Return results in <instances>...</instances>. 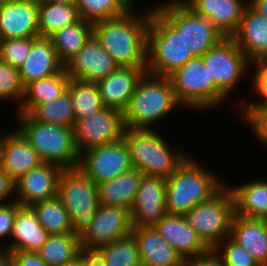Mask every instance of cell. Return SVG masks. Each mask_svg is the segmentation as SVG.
<instances>
[{
  "label": "cell",
  "mask_w": 267,
  "mask_h": 266,
  "mask_svg": "<svg viewBox=\"0 0 267 266\" xmlns=\"http://www.w3.org/2000/svg\"><path fill=\"white\" fill-rule=\"evenodd\" d=\"M144 12L140 15L133 7L123 15L93 23V36L119 67L147 66L150 7Z\"/></svg>",
  "instance_id": "6da1fadb"
},
{
  "label": "cell",
  "mask_w": 267,
  "mask_h": 266,
  "mask_svg": "<svg viewBox=\"0 0 267 266\" xmlns=\"http://www.w3.org/2000/svg\"><path fill=\"white\" fill-rule=\"evenodd\" d=\"M206 169L192 155L166 179L167 214L184 216L191 208L209 200L226 182Z\"/></svg>",
  "instance_id": "7a4b0ae2"
},
{
  "label": "cell",
  "mask_w": 267,
  "mask_h": 266,
  "mask_svg": "<svg viewBox=\"0 0 267 266\" xmlns=\"http://www.w3.org/2000/svg\"><path fill=\"white\" fill-rule=\"evenodd\" d=\"M178 106L182 107L176 99L170 79L146 72L123 112L125 127L153 130V125L173 113Z\"/></svg>",
  "instance_id": "3957f363"
},
{
  "label": "cell",
  "mask_w": 267,
  "mask_h": 266,
  "mask_svg": "<svg viewBox=\"0 0 267 266\" xmlns=\"http://www.w3.org/2000/svg\"><path fill=\"white\" fill-rule=\"evenodd\" d=\"M163 136L156 129L125 128L123 140L128 147L132 167L144 175L167 179L190 156L178 147L173 151Z\"/></svg>",
  "instance_id": "277c9868"
},
{
  "label": "cell",
  "mask_w": 267,
  "mask_h": 266,
  "mask_svg": "<svg viewBox=\"0 0 267 266\" xmlns=\"http://www.w3.org/2000/svg\"><path fill=\"white\" fill-rule=\"evenodd\" d=\"M15 127L39 154L43 162L63 169L78 168L80 153L75 145L73 128L33 120L28 114L17 113Z\"/></svg>",
  "instance_id": "5b68a950"
},
{
  "label": "cell",
  "mask_w": 267,
  "mask_h": 266,
  "mask_svg": "<svg viewBox=\"0 0 267 266\" xmlns=\"http://www.w3.org/2000/svg\"><path fill=\"white\" fill-rule=\"evenodd\" d=\"M194 57L189 44L151 6L148 28L147 73L168 77Z\"/></svg>",
  "instance_id": "8992f818"
},
{
  "label": "cell",
  "mask_w": 267,
  "mask_h": 266,
  "mask_svg": "<svg viewBox=\"0 0 267 266\" xmlns=\"http://www.w3.org/2000/svg\"><path fill=\"white\" fill-rule=\"evenodd\" d=\"M177 101L183 108L214 110L226 101V96L209 79L208 69L201 56L188 60L168 76Z\"/></svg>",
  "instance_id": "52a82bcc"
},
{
  "label": "cell",
  "mask_w": 267,
  "mask_h": 266,
  "mask_svg": "<svg viewBox=\"0 0 267 266\" xmlns=\"http://www.w3.org/2000/svg\"><path fill=\"white\" fill-rule=\"evenodd\" d=\"M234 214V198L226 182L209 200L195 205L183 217L203 244L214 250L229 237Z\"/></svg>",
  "instance_id": "ba28073f"
},
{
  "label": "cell",
  "mask_w": 267,
  "mask_h": 266,
  "mask_svg": "<svg viewBox=\"0 0 267 266\" xmlns=\"http://www.w3.org/2000/svg\"><path fill=\"white\" fill-rule=\"evenodd\" d=\"M57 196L68 213L72 232L80 236L90 226L100 207L97 184L79 168L64 169L58 182Z\"/></svg>",
  "instance_id": "9c48e42d"
},
{
  "label": "cell",
  "mask_w": 267,
  "mask_h": 266,
  "mask_svg": "<svg viewBox=\"0 0 267 266\" xmlns=\"http://www.w3.org/2000/svg\"><path fill=\"white\" fill-rule=\"evenodd\" d=\"M189 44L194 56H203L225 36L205 17L194 13L181 0L152 6Z\"/></svg>",
  "instance_id": "30bf717a"
},
{
  "label": "cell",
  "mask_w": 267,
  "mask_h": 266,
  "mask_svg": "<svg viewBox=\"0 0 267 266\" xmlns=\"http://www.w3.org/2000/svg\"><path fill=\"white\" fill-rule=\"evenodd\" d=\"M201 57L208 69L209 79L226 97L237 88L238 82H242V77L249 72L251 66V62L231 37L223 38Z\"/></svg>",
  "instance_id": "8fae6325"
},
{
  "label": "cell",
  "mask_w": 267,
  "mask_h": 266,
  "mask_svg": "<svg viewBox=\"0 0 267 266\" xmlns=\"http://www.w3.org/2000/svg\"><path fill=\"white\" fill-rule=\"evenodd\" d=\"M132 229L130 209L100 205L90 226L79 236L81 250L96 251L102 246L127 237Z\"/></svg>",
  "instance_id": "7c38bea8"
},
{
  "label": "cell",
  "mask_w": 267,
  "mask_h": 266,
  "mask_svg": "<svg viewBox=\"0 0 267 266\" xmlns=\"http://www.w3.org/2000/svg\"><path fill=\"white\" fill-rule=\"evenodd\" d=\"M78 168L95 184L116 178L132 167L128 147L123 139L91 147L80 153Z\"/></svg>",
  "instance_id": "4fadbf2b"
},
{
  "label": "cell",
  "mask_w": 267,
  "mask_h": 266,
  "mask_svg": "<svg viewBox=\"0 0 267 266\" xmlns=\"http://www.w3.org/2000/svg\"><path fill=\"white\" fill-rule=\"evenodd\" d=\"M123 112L105 107L99 112L74 122L75 145L79 153L123 139L125 131Z\"/></svg>",
  "instance_id": "5bb4252c"
},
{
  "label": "cell",
  "mask_w": 267,
  "mask_h": 266,
  "mask_svg": "<svg viewBox=\"0 0 267 266\" xmlns=\"http://www.w3.org/2000/svg\"><path fill=\"white\" fill-rule=\"evenodd\" d=\"M130 211L133 227L159 222L167 214L166 179L143 175Z\"/></svg>",
  "instance_id": "9a60e30c"
},
{
  "label": "cell",
  "mask_w": 267,
  "mask_h": 266,
  "mask_svg": "<svg viewBox=\"0 0 267 266\" xmlns=\"http://www.w3.org/2000/svg\"><path fill=\"white\" fill-rule=\"evenodd\" d=\"M64 169L54 163L43 162L15 181V200L31 205L57 195L58 182Z\"/></svg>",
  "instance_id": "2e32d148"
},
{
  "label": "cell",
  "mask_w": 267,
  "mask_h": 266,
  "mask_svg": "<svg viewBox=\"0 0 267 266\" xmlns=\"http://www.w3.org/2000/svg\"><path fill=\"white\" fill-rule=\"evenodd\" d=\"M115 60L92 36L64 66L70 79L97 83L118 68Z\"/></svg>",
  "instance_id": "e0dca14e"
},
{
  "label": "cell",
  "mask_w": 267,
  "mask_h": 266,
  "mask_svg": "<svg viewBox=\"0 0 267 266\" xmlns=\"http://www.w3.org/2000/svg\"><path fill=\"white\" fill-rule=\"evenodd\" d=\"M37 37L38 5L19 0L0 2V40Z\"/></svg>",
  "instance_id": "ac0fdd59"
},
{
  "label": "cell",
  "mask_w": 267,
  "mask_h": 266,
  "mask_svg": "<svg viewBox=\"0 0 267 266\" xmlns=\"http://www.w3.org/2000/svg\"><path fill=\"white\" fill-rule=\"evenodd\" d=\"M42 163L39 154L16 128L14 132H5L0 144V168L14 181Z\"/></svg>",
  "instance_id": "d6986e66"
},
{
  "label": "cell",
  "mask_w": 267,
  "mask_h": 266,
  "mask_svg": "<svg viewBox=\"0 0 267 266\" xmlns=\"http://www.w3.org/2000/svg\"><path fill=\"white\" fill-rule=\"evenodd\" d=\"M146 67H118L97 82L101 100L105 107L124 112L144 74Z\"/></svg>",
  "instance_id": "ffe728a7"
},
{
  "label": "cell",
  "mask_w": 267,
  "mask_h": 266,
  "mask_svg": "<svg viewBox=\"0 0 267 266\" xmlns=\"http://www.w3.org/2000/svg\"><path fill=\"white\" fill-rule=\"evenodd\" d=\"M194 13L207 18L225 37L237 30L248 0H181Z\"/></svg>",
  "instance_id": "44dd1931"
},
{
  "label": "cell",
  "mask_w": 267,
  "mask_h": 266,
  "mask_svg": "<svg viewBox=\"0 0 267 266\" xmlns=\"http://www.w3.org/2000/svg\"><path fill=\"white\" fill-rule=\"evenodd\" d=\"M154 227L184 261L204 256L210 251L183 216L166 214Z\"/></svg>",
  "instance_id": "7402d4cb"
},
{
  "label": "cell",
  "mask_w": 267,
  "mask_h": 266,
  "mask_svg": "<svg viewBox=\"0 0 267 266\" xmlns=\"http://www.w3.org/2000/svg\"><path fill=\"white\" fill-rule=\"evenodd\" d=\"M142 266H184L185 261L154 226L133 227Z\"/></svg>",
  "instance_id": "603a6c76"
},
{
  "label": "cell",
  "mask_w": 267,
  "mask_h": 266,
  "mask_svg": "<svg viewBox=\"0 0 267 266\" xmlns=\"http://www.w3.org/2000/svg\"><path fill=\"white\" fill-rule=\"evenodd\" d=\"M252 63L267 60V18L246 7L235 33L231 36Z\"/></svg>",
  "instance_id": "cb8c5ba5"
},
{
  "label": "cell",
  "mask_w": 267,
  "mask_h": 266,
  "mask_svg": "<svg viewBox=\"0 0 267 266\" xmlns=\"http://www.w3.org/2000/svg\"><path fill=\"white\" fill-rule=\"evenodd\" d=\"M229 238L267 266V220L233 215Z\"/></svg>",
  "instance_id": "d4e9b609"
},
{
  "label": "cell",
  "mask_w": 267,
  "mask_h": 266,
  "mask_svg": "<svg viewBox=\"0 0 267 266\" xmlns=\"http://www.w3.org/2000/svg\"><path fill=\"white\" fill-rule=\"evenodd\" d=\"M64 69L59 61L48 37H37L31 47V52L23 65L18 69L24 87L39 79L52 76Z\"/></svg>",
  "instance_id": "484cf974"
},
{
  "label": "cell",
  "mask_w": 267,
  "mask_h": 266,
  "mask_svg": "<svg viewBox=\"0 0 267 266\" xmlns=\"http://www.w3.org/2000/svg\"><path fill=\"white\" fill-rule=\"evenodd\" d=\"M49 234L30 207L21 206L16 213L9 243L2 247L10 252H37Z\"/></svg>",
  "instance_id": "4316f807"
},
{
  "label": "cell",
  "mask_w": 267,
  "mask_h": 266,
  "mask_svg": "<svg viewBox=\"0 0 267 266\" xmlns=\"http://www.w3.org/2000/svg\"><path fill=\"white\" fill-rule=\"evenodd\" d=\"M143 175L139 169L133 167L116 178L98 183L100 205L130 209Z\"/></svg>",
  "instance_id": "83f0119b"
},
{
  "label": "cell",
  "mask_w": 267,
  "mask_h": 266,
  "mask_svg": "<svg viewBox=\"0 0 267 266\" xmlns=\"http://www.w3.org/2000/svg\"><path fill=\"white\" fill-rule=\"evenodd\" d=\"M227 185L234 198L236 215L267 220V180L251 179L233 187Z\"/></svg>",
  "instance_id": "f1b7e54d"
},
{
  "label": "cell",
  "mask_w": 267,
  "mask_h": 266,
  "mask_svg": "<svg viewBox=\"0 0 267 266\" xmlns=\"http://www.w3.org/2000/svg\"><path fill=\"white\" fill-rule=\"evenodd\" d=\"M69 81L70 76L63 69L57 74L27 84L16 112L28 114L35 106L55 100L67 90Z\"/></svg>",
  "instance_id": "f546056e"
},
{
  "label": "cell",
  "mask_w": 267,
  "mask_h": 266,
  "mask_svg": "<svg viewBox=\"0 0 267 266\" xmlns=\"http://www.w3.org/2000/svg\"><path fill=\"white\" fill-rule=\"evenodd\" d=\"M93 36V23L80 19L59 29L49 38L59 61L65 66Z\"/></svg>",
  "instance_id": "4dcf8cb0"
},
{
  "label": "cell",
  "mask_w": 267,
  "mask_h": 266,
  "mask_svg": "<svg viewBox=\"0 0 267 266\" xmlns=\"http://www.w3.org/2000/svg\"><path fill=\"white\" fill-rule=\"evenodd\" d=\"M80 15L75 3H54L44 0L38 5L39 37H50L59 29L79 21Z\"/></svg>",
  "instance_id": "1f68e13d"
},
{
  "label": "cell",
  "mask_w": 267,
  "mask_h": 266,
  "mask_svg": "<svg viewBox=\"0 0 267 266\" xmlns=\"http://www.w3.org/2000/svg\"><path fill=\"white\" fill-rule=\"evenodd\" d=\"M80 251L79 236L69 232L49 235L37 253L48 266H62L78 257Z\"/></svg>",
  "instance_id": "d6a6232c"
},
{
  "label": "cell",
  "mask_w": 267,
  "mask_h": 266,
  "mask_svg": "<svg viewBox=\"0 0 267 266\" xmlns=\"http://www.w3.org/2000/svg\"><path fill=\"white\" fill-rule=\"evenodd\" d=\"M67 89L71 94L74 122L83 120L105 108L97 83L70 79Z\"/></svg>",
  "instance_id": "836d02e7"
},
{
  "label": "cell",
  "mask_w": 267,
  "mask_h": 266,
  "mask_svg": "<svg viewBox=\"0 0 267 266\" xmlns=\"http://www.w3.org/2000/svg\"><path fill=\"white\" fill-rule=\"evenodd\" d=\"M30 208L49 235H62L72 232L68 213L57 195L37 202Z\"/></svg>",
  "instance_id": "e575fe53"
},
{
  "label": "cell",
  "mask_w": 267,
  "mask_h": 266,
  "mask_svg": "<svg viewBox=\"0 0 267 266\" xmlns=\"http://www.w3.org/2000/svg\"><path fill=\"white\" fill-rule=\"evenodd\" d=\"M70 91L58 98L35 106L28 115L35 121L73 128L74 114Z\"/></svg>",
  "instance_id": "d590c367"
},
{
  "label": "cell",
  "mask_w": 267,
  "mask_h": 266,
  "mask_svg": "<svg viewBox=\"0 0 267 266\" xmlns=\"http://www.w3.org/2000/svg\"><path fill=\"white\" fill-rule=\"evenodd\" d=\"M80 18L95 23L127 13L135 7L134 0H76Z\"/></svg>",
  "instance_id": "8d00e7d4"
},
{
  "label": "cell",
  "mask_w": 267,
  "mask_h": 266,
  "mask_svg": "<svg viewBox=\"0 0 267 266\" xmlns=\"http://www.w3.org/2000/svg\"><path fill=\"white\" fill-rule=\"evenodd\" d=\"M96 252L106 266H142L137 242L131 234L98 248Z\"/></svg>",
  "instance_id": "74e56055"
},
{
  "label": "cell",
  "mask_w": 267,
  "mask_h": 266,
  "mask_svg": "<svg viewBox=\"0 0 267 266\" xmlns=\"http://www.w3.org/2000/svg\"><path fill=\"white\" fill-rule=\"evenodd\" d=\"M24 94L19 70L0 59V102L17 101L20 106Z\"/></svg>",
  "instance_id": "f35d334b"
},
{
  "label": "cell",
  "mask_w": 267,
  "mask_h": 266,
  "mask_svg": "<svg viewBox=\"0 0 267 266\" xmlns=\"http://www.w3.org/2000/svg\"><path fill=\"white\" fill-rule=\"evenodd\" d=\"M213 252L221 259L223 266H260L249 252L229 237L225 238Z\"/></svg>",
  "instance_id": "ab89813d"
},
{
  "label": "cell",
  "mask_w": 267,
  "mask_h": 266,
  "mask_svg": "<svg viewBox=\"0 0 267 266\" xmlns=\"http://www.w3.org/2000/svg\"><path fill=\"white\" fill-rule=\"evenodd\" d=\"M36 38L0 40V59L19 69L31 52Z\"/></svg>",
  "instance_id": "60d3db41"
},
{
  "label": "cell",
  "mask_w": 267,
  "mask_h": 266,
  "mask_svg": "<svg viewBox=\"0 0 267 266\" xmlns=\"http://www.w3.org/2000/svg\"><path fill=\"white\" fill-rule=\"evenodd\" d=\"M239 116L253 132L258 143L267 148V107H240ZM241 113V114H240Z\"/></svg>",
  "instance_id": "b9f144b4"
},
{
  "label": "cell",
  "mask_w": 267,
  "mask_h": 266,
  "mask_svg": "<svg viewBox=\"0 0 267 266\" xmlns=\"http://www.w3.org/2000/svg\"><path fill=\"white\" fill-rule=\"evenodd\" d=\"M251 67L254 68L253 74H251V89L254 92V97L258 100H250L245 104H241V107H267V60H258L251 63Z\"/></svg>",
  "instance_id": "7bdbcfd3"
},
{
  "label": "cell",
  "mask_w": 267,
  "mask_h": 266,
  "mask_svg": "<svg viewBox=\"0 0 267 266\" xmlns=\"http://www.w3.org/2000/svg\"><path fill=\"white\" fill-rule=\"evenodd\" d=\"M21 205L16 201L0 204V240L11 237L14 219ZM2 248V246H0Z\"/></svg>",
  "instance_id": "ee69618b"
},
{
  "label": "cell",
  "mask_w": 267,
  "mask_h": 266,
  "mask_svg": "<svg viewBox=\"0 0 267 266\" xmlns=\"http://www.w3.org/2000/svg\"><path fill=\"white\" fill-rule=\"evenodd\" d=\"M13 266H48L37 252H11Z\"/></svg>",
  "instance_id": "f6af8a7d"
},
{
  "label": "cell",
  "mask_w": 267,
  "mask_h": 266,
  "mask_svg": "<svg viewBox=\"0 0 267 266\" xmlns=\"http://www.w3.org/2000/svg\"><path fill=\"white\" fill-rule=\"evenodd\" d=\"M14 195H15V181L10 177L8 173H6L4 170L0 168V204L8 203L10 200L14 201L15 200V198H13Z\"/></svg>",
  "instance_id": "bcb514c9"
},
{
  "label": "cell",
  "mask_w": 267,
  "mask_h": 266,
  "mask_svg": "<svg viewBox=\"0 0 267 266\" xmlns=\"http://www.w3.org/2000/svg\"><path fill=\"white\" fill-rule=\"evenodd\" d=\"M184 266H223V264L213 250H210L204 256L186 260Z\"/></svg>",
  "instance_id": "7dc6e473"
},
{
  "label": "cell",
  "mask_w": 267,
  "mask_h": 266,
  "mask_svg": "<svg viewBox=\"0 0 267 266\" xmlns=\"http://www.w3.org/2000/svg\"><path fill=\"white\" fill-rule=\"evenodd\" d=\"M82 266H106L104 260L96 251H80Z\"/></svg>",
  "instance_id": "c3c4849f"
},
{
  "label": "cell",
  "mask_w": 267,
  "mask_h": 266,
  "mask_svg": "<svg viewBox=\"0 0 267 266\" xmlns=\"http://www.w3.org/2000/svg\"><path fill=\"white\" fill-rule=\"evenodd\" d=\"M248 6L259 15L267 18V0H248Z\"/></svg>",
  "instance_id": "681fc988"
},
{
  "label": "cell",
  "mask_w": 267,
  "mask_h": 266,
  "mask_svg": "<svg viewBox=\"0 0 267 266\" xmlns=\"http://www.w3.org/2000/svg\"><path fill=\"white\" fill-rule=\"evenodd\" d=\"M0 266H13L11 252L0 248Z\"/></svg>",
  "instance_id": "f907efd6"
},
{
  "label": "cell",
  "mask_w": 267,
  "mask_h": 266,
  "mask_svg": "<svg viewBox=\"0 0 267 266\" xmlns=\"http://www.w3.org/2000/svg\"><path fill=\"white\" fill-rule=\"evenodd\" d=\"M62 266H82V262L80 260V253H79L78 257H76L74 260L67 262L66 264H64Z\"/></svg>",
  "instance_id": "816d5d0a"
},
{
  "label": "cell",
  "mask_w": 267,
  "mask_h": 266,
  "mask_svg": "<svg viewBox=\"0 0 267 266\" xmlns=\"http://www.w3.org/2000/svg\"><path fill=\"white\" fill-rule=\"evenodd\" d=\"M46 1L67 4V3H75L76 0H46Z\"/></svg>",
  "instance_id": "f5cc1de1"
},
{
  "label": "cell",
  "mask_w": 267,
  "mask_h": 266,
  "mask_svg": "<svg viewBox=\"0 0 267 266\" xmlns=\"http://www.w3.org/2000/svg\"><path fill=\"white\" fill-rule=\"evenodd\" d=\"M19 1L40 5L44 0H19Z\"/></svg>",
  "instance_id": "db71d44e"
},
{
  "label": "cell",
  "mask_w": 267,
  "mask_h": 266,
  "mask_svg": "<svg viewBox=\"0 0 267 266\" xmlns=\"http://www.w3.org/2000/svg\"><path fill=\"white\" fill-rule=\"evenodd\" d=\"M3 135H4V133H1V131H0V144H1V140H2Z\"/></svg>",
  "instance_id": "11a10c76"
}]
</instances>
